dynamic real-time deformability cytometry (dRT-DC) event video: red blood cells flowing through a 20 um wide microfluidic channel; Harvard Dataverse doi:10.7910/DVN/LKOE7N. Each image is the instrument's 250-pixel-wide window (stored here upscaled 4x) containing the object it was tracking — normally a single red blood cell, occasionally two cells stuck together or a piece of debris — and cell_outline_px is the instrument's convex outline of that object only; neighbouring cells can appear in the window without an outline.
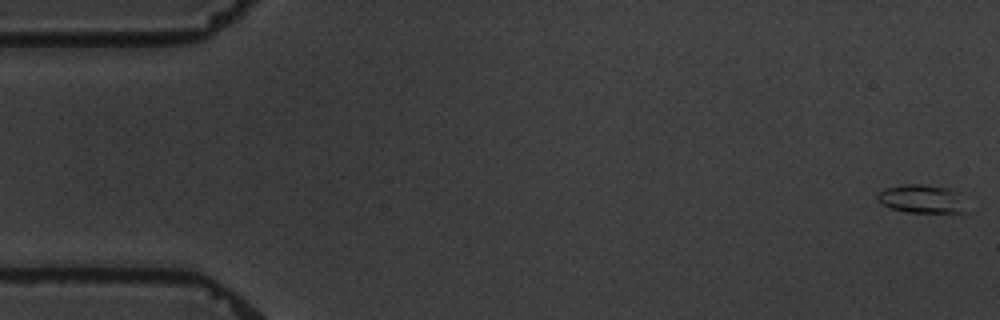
{"species": "common noctule bat (a hibernating species)", "species_latin": "Nyctalus noctula", "temperature_condition": "warm", "stored_images_in_passage": 6, "camera_frame_rate_fps": 3000, "um_per_image_px": 0.085, "animal": {"sex": "male", "body_mass_g": 19.5, "forearm_length_mm": 54.6}, "frame": {"image": 1, "passage_image": 1, "time_ms": 0.0, "image_size_px": [1000, 320], "cell_outline_px": [[972, 212], [908, 212], [892, 208], [880, 204], [876, 200], [876, 196], [884, 188], [904, 184], [924, 184], [948, 188]], "centroid_in_image_um": [78.28, 16.91], "position_along_channel_um": 6.7, "area_um2": 14.51}}
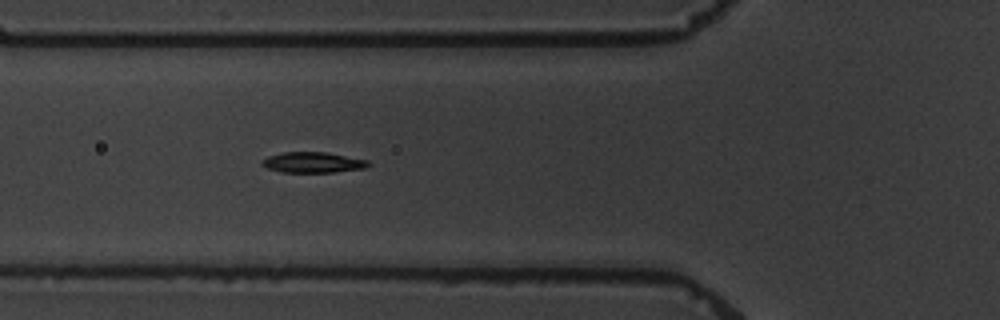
{"frame": {"image": 2, "passage_image": 6, "time_ms": 6.667, "image_size_px": [1000, 320], "cell_outline_px": [[372, 164], [364, 168], [332, 172], [284, 172], [268, 168], [260, 164], [268, 156], [284, 152], [328, 152], [368, 160]], "centroid_in_image_um": [26.63, 13.8], "position_along_channel_um": 99.2, "area_um2": 12.66}}